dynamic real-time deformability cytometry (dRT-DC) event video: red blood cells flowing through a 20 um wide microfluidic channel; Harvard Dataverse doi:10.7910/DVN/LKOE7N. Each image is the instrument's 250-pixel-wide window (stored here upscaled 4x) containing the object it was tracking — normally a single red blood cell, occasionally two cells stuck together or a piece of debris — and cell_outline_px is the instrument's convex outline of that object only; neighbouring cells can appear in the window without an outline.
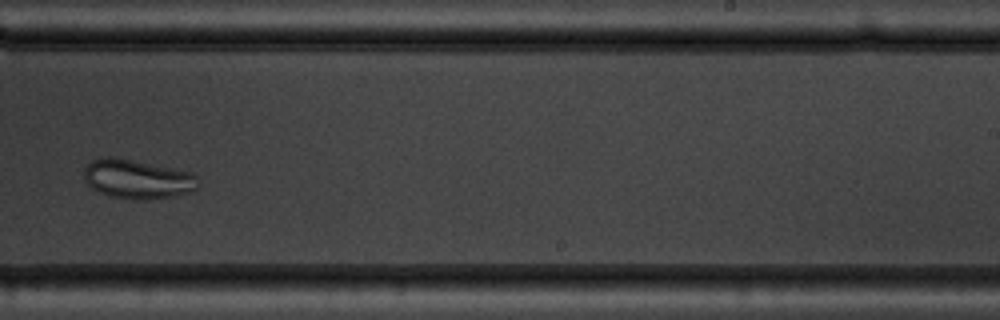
{"species": "common noctule bat (a hibernating species)", "species_latin": "Nyctalus noctula", "temperature_condition": "warm", "stored_images_in_passage": 8, "camera_frame_rate_fps": 3000, "um_per_image_px": 0.085, "animal": {"sex": "male", "body_mass_g": 19.5, "forearm_length_mm": 54.6}, "frame": {"image": 1, "passage_image": 8, "time_ms": 8.0, "image_size_px": [1000, 320], "cell_outline_px": [[200, 180], [196, 188], [192, 192], [176, 196], [144, 200], [136, 200], [108, 196], [92, 188], [84, 180], [84, 168], [92, 160], [100, 156], [112, 156], [196, 172]], "centroid_in_image_um": [11.72, 15.22], "position_along_channel_um": 277.3, "area_um2": 26.7}}